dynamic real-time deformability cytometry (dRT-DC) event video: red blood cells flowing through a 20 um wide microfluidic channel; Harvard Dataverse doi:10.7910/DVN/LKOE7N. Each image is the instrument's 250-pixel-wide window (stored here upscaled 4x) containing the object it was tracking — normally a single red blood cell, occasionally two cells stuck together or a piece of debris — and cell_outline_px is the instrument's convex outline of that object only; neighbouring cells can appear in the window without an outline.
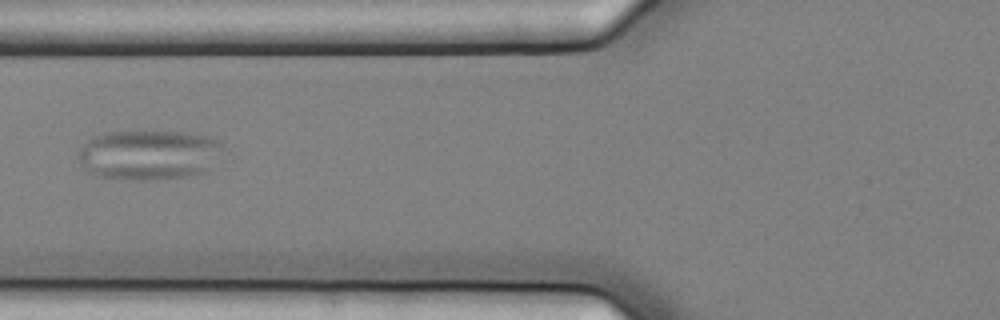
{"species": "common noctule bat (a hibernating species)", "species_latin": "Nyctalus noctula", "temperature_condition": "cold", "stored_images_in_passage": 3, "camera_frame_rate_fps": 3000, "um_per_image_px": 0.085, "animal": {"sex": "female", "body_mass_g": 25.1}, "frame": {"image": 1, "passage_image": 3, "time_ms": 0.667, "image_size_px": [1000, 320], "cell_outline_px": [[224, 144], [208, 172], [196, 176], [156, 180], [132, 180], [96, 176], [88, 172], [84, 168], [76, 152], [92, 136], [104, 132], [188, 132], [208, 136], [220, 140]], "centroid_in_image_um": [12.67, 13.17], "position_along_channel_um": 113.1, "area_um2": 42.71}}